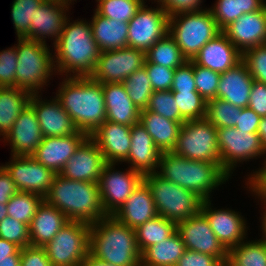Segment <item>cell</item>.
<instances>
[{"mask_svg": "<svg viewBox=\"0 0 266 266\" xmlns=\"http://www.w3.org/2000/svg\"><path fill=\"white\" fill-rule=\"evenodd\" d=\"M69 19L52 49L55 71L64 77H90L101 51L92 36L90 21Z\"/></svg>", "mask_w": 266, "mask_h": 266, "instance_id": "cell-1", "label": "cell"}, {"mask_svg": "<svg viewBox=\"0 0 266 266\" xmlns=\"http://www.w3.org/2000/svg\"><path fill=\"white\" fill-rule=\"evenodd\" d=\"M60 84L55 97L77 129L90 136L106 120L102 83L91 77L63 76Z\"/></svg>", "mask_w": 266, "mask_h": 266, "instance_id": "cell-2", "label": "cell"}, {"mask_svg": "<svg viewBox=\"0 0 266 266\" xmlns=\"http://www.w3.org/2000/svg\"><path fill=\"white\" fill-rule=\"evenodd\" d=\"M89 255L114 266H140L135 229L108 215L91 224Z\"/></svg>", "mask_w": 266, "mask_h": 266, "instance_id": "cell-3", "label": "cell"}, {"mask_svg": "<svg viewBox=\"0 0 266 266\" xmlns=\"http://www.w3.org/2000/svg\"><path fill=\"white\" fill-rule=\"evenodd\" d=\"M156 173L163 179L196 193L203 200H210L213 190L231 177L221 164L190 160L172 151L161 152Z\"/></svg>", "mask_w": 266, "mask_h": 266, "instance_id": "cell-4", "label": "cell"}, {"mask_svg": "<svg viewBox=\"0 0 266 266\" xmlns=\"http://www.w3.org/2000/svg\"><path fill=\"white\" fill-rule=\"evenodd\" d=\"M44 200L69 221L91 225L108 216L101 203L98 183L70 180L56 174Z\"/></svg>", "mask_w": 266, "mask_h": 266, "instance_id": "cell-5", "label": "cell"}, {"mask_svg": "<svg viewBox=\"0 0 266 266\" xmlns=\"http://www.w3.org/2000/svg\"><path fill=\"white\" fill-rule=\"evenodd\" d=\"M17 42L15 87L39 94L45 85H49L47 83L52 80L53 74L56 75L50 46L25 38H18Z\"/></svg>", "mask_w": 266, "mask_h": 266, "instance_id": "cell-6", "label": "cell"}, {"mask_svg": "<svg viewBox=\"0 0 266 266\" xmlns=\"http://www.w3.org/2000/svg\"><path fill=\"white\" fill-rule=\"evenodd\" d=\"M159 216L174 223L189 219L201 211L203 199L171 181L163 179L157 173L144 175Z\"/></svg>", "mask_w": 266, "mask_h": 266, "instance_id": "cell-7", "label": "cell"}, {"mask_svg": "<svg viewBox=\"0 0 266 266\" xmlns=\"http://www.w3.org/2000/svg\"><path fill=\"white\" fill-rule=\"evenodd\" d=\"M220 32L210 8L207 7L169 18L168 33L188 61L193 60L200 49Z\"/></svg>", "mask_w": 266, "mask_h": 266, "instance_id": "cell-8", "label": "cell"}, {"mask_svg": "<svg viewBox=\"0 0 266 266\" xmlns=\"http://www.w3.org/2000/svg\"><path fill=\"white\" fill-rule=\"evenodd\" d=\"M172 152L190 160L220 164L217 128L206 118L185 121Z\"/></svg>", "mask_w": 266, "mask_h": 266, "instance_id": "cell-9", "label": "cell"}, {"mask_svg": "<svg viewBox=\"0 0 266 266\" xmlns=\"http://www.w3.org/2000/svg\"><path fill=\"white\" fill-rule=\"evenodd\" d=\"M91 225L69 221L44 249L52 266H80L89 255Z\"/></svg>", "mask_w": 266, "mask_h": 266, "instance_id": "cell-10", "label": "cell"}, {"mask_svg": "<svg viewBox=\"0 0 266 266\" xmlns=\"http://www.w3.org/2000/svg\"><path fill=\"white\" fill-rule=\"evenodd\" d=\"M217 138L220 164L230 176L238 164L266 156L257 133L223 127L217 129Z\"/></svg>", "mask_w": 266, "mask_h": 266, "instance_id": "cell-11", "label": "cell"}, {"mask_svg": "<svg viewBox=\"0 0 266 266\" xmlns=\"http://www.w3.org/2000/svg\"><path fill=\"white\" fill-rule=\"evenodd\" d=\"M116 165L118 166L117 163H106L98 181L101 203L107 215L115 214L144 180L141 173L130 167L120 171L115 168Z\"/></svg>", "mask_w": 266, "mask_h": 266, "instance_id": "cell-12", "label": "cell"}, {"mask_svg": "<svg viewBox=\"0 0 266 266\" xmlns=\"http://www.w3.org/2000/svg\"><path fill=\"white\" fill-rule=\"evenodd\" d=\"M128 30V47L146 53L158 40L168 34L169 16L159 3L156 8H152L145 2L128 22Z\"/></svg>", "mask_w": 266, "mask_h": 266, "instance_id": "cell-13", "label": "cell"}, {"mask_svg": "<svg viewBox=\"0 0 266 266\" xmlns=\"http://www.w3.org/2000/svg\"><path fill=\"white\" fill-rule=\"evenodd\" d=\"M145 59L143 51L131 47L101 51L90 77L100 83H122L144 66Z\"/></svg>", "mask_w": 266, "mask_h": 266, "instance_id": "cell-14", "label": "cell"}, {"mask_svg": "<svg viewBox=\"0 0 266 266\" xmlns=\"http://www.w3.org/2000/svg\"><path fill=\"white\" fill-rule=\"evenodd\" d=\"M14 181L18 191L34 193L45 198L56 175L31 156H13L1 164Z\"/></svg>", "mask_w": 266, "mask_h": 266, "instance_id": "cell-15", "label": "cell"}, {"mask_svg": "<svg viewBox=\"0 0 266 266\" xmlns=\"http://www.w3.org/2000/svg\"><path fill=\"white\" fill-rule=\"evenodd\" d=\"M177 232L186 249L215 256L222 264L227 263L228 250L218 240L201 211L177 223Z\"/></svg>", "mask_w": 266, "mask_h": 266, "instance_id": "cell-16", "label": "cell"}, {"mask_svg": "<svg viewBox=\"0 0 266 266\" xmlns=\"http://www.w3.org/2000/svg\"><path fill=\"white\" fill-rule=\"evenodd\" d=\"M212 200H203L201 212L206 216L212 231L222 245L229 250L247 239L248 223L241 212L232 209H213Z\"/></svg>", "mask_w": 266, "mask_h": 266, "instance_id": "cell-17", "label": "cell"}, {"mask_svg": "<svg viewBox=\"0 0 266 266\" xmlns=\"http://www.w3.org/2000/svg\"><path fill=\"white\" fill-rule=\"evenodd\" d=\"M105 164L98 144L88 136L66 162L60 175L70 180L98 183Z\"/></svg>", "mask_w": 266, "mask_h": 266, "instance_id": "cell-18", "label": "cell"}, {"mask_svg": "<svg viewBox=\"0 0 266 266\" xmlns=\"http://www.w3.org/2000/svg\"><path fill=\"white\" fill-rule=\"evenodd\" d=\"M69 9H71L70 5L58 0H44L35 12L34 24L30 25V32L24 38L47 44L46 39L51 37L53 47L69 17Z\"/></svg>", "mask_w": 266, "mask_h": 266, "instance_id": "cell-19", "label": "cell"}, {"mask_svg": "<svg viewBox=\"0 0 266 266\" xmlns=\"http://www.w3.org/2000/svg\"><path fill=\"white\" fill-rule=\"evenodd\" d=\"M3 139L9 143L11 155L31 156L43 140L42 131L33 107L28 104L17 117L11 130Z\"/></svg>", "mask_w": 266, "mask_h": 266, "instance_id": "cell-20", "label": "cell"}, {"mask_svg": "<svg viewBox=\"0 0 266 266\" xmlns=\"http://www.w3.org/2000/svg\"><path fill=\"white\" fill-rule=\"evenodd\" d=\"M29 104L37 115L43 137L69 136L78 131L55 96L45 100L41 94H32Z\"/></svg>", "mask_w": 266, "mask_h": 266, "instance_id": "cell-21", "label": "cell"}, {"mask_svg": "<svg viewBox=\"0 0 266 266\" xmlns=\"http://www.w3.org/2000/svg\"><path fill=\"white\" fill-rule=\"evenodd\" d=\"M87 137L85 132L79 130L69 136L43 137L31 157L54 173L60 174L66 162Z\"/></svg>", "mask_w": 266, "mask_h": 266, "instance_id": "cell-22", "label": "cell"}, {"mask_svg": "<svg viewBox=\"0 0 266 266\" xmlns=\"http://www.w3.org/2000/svg\"><path fill=\"white\" fill-rule=\"evenodd\" d=\"M223 32L242 54L254 46L266 44V7L242 14Z\"/></svg>", "mask_w": 266, "mask_h": 266, "instance_id": "cell-23", "label": "cell"}, {"mask_svg": "<svg viewBox=\"0 0 266 266\" xmlns=\"http://www.w3.org/2000/svg\"><path fill=\"white\" fill-rule=\"evenodd\" d=\"M90 137L98 144L106 163H122L131 146V126L105 120Z\"/></svg>", "mask_w": 266, "mask_h": 266, "instance_id": "cell-24", "label": "cell"}, {"mask_svg": "<svg viewBox=\"0 0 266 266\" xmlns=\"http://www.w3.org/2000/svg\"><path fill=\"white\" fill-rule=\"evenodd\" d=\"M161 152L155 146L151 135L140 121L131 127V146L127 158L123 161L132 170L146 174L156 173Z\"/></svg>", "mask_w": 266, "mask_h": 266, "instance_id": "cell-25", "label": "cell"}, {"mask_svg": "<svg viewBox=\"0 0 266 266\" xmlns=\"http://www.w3.org/2000/svg\"><path fill=\"white\" fill-rule=\"evenodd\" d=\"M242 60V53L221 31L208 41L194 57L193 61L202 67L224 73Z\"/></svg>", "mask_w": 266, "mask_h": 266, "instance_id": "cell-26", "label": "cell"}, {"mask_svg": "<svg viewBox=\"0 0 266 266\" xmlns=\"http://www.w3.org/2000/svg\"><path fill=\"white\" fill-rule=\"evenodd\" d=\"M253 81L245 62L241 60L221 73L216 98L240 108L248 107Z\"/></svg>", "mask_w": 266, "mask_h": 266, "instance_id": "cell-27", "label": "cell"}, {"mask_svg": "<svg viewBox=\"0 0 266 266\" xmlns=\"http://www.w3.org/2000/svg\"><path fill=\"white\" fill-rule=\"evenodd\" d=\"M113 216L132 229L158 216L149 186L142 181Z\"/></svg>", "mask_w": 266, "mask_h": 266, "instance_id": "cell-28", "label": "cell"}, {"mask_svg": "<svg viewBox=\"0 0 266 266\" xmlns=\"http://www.w3.org/2000/svg\"><path fill=\"white\" fill-rule=\"evenodd\" d=\"M106 120L133 126L139 122L140 110L131 101L122 83H102Z\"/></svg>", "mask_w": 266, "mask_h": 266, "instance_id": "cell-29", "label": "cell"}, {"mask_svg": "<svg viewBox=\"0 0 266 266\" xmlns=\"http://www.w3.org/2000/svg\"><path fill=\"white\" fill-rule=\"evenodd\" d=\"M68 222L64 213L43 200L28 226L30 245L44 247Z\"/></svg>", "mask_w": 266, "mask_h": 266, "instance_id": "cell-30", "label": "cell"}, {"mask_svg": "<svg viewBox=\"0 0 266 266\" xmlns=\"http://www.w3.org/2000/svg\"><path fill=\"white\" fill-rule=\"evenodd\" d=\"M91 31L100 51L128 47V23L99 15L94 10Z\"/></svg>", "mask_w": 266, "mask_h": 266, "instance_id": "cell-31", "label": "cell"}, {"mask_svg": "<svg viewBox=\"0 0 266 266\" xmlns=\"http://www.w3.org/2000/svg\"><path fill=\"white\" fill-rule=\"evenodd\" d=\"M140 123L151 135L160 152H171L176 147L181 123L166 119L149 110H140Z\"/></svg>", "mask_w": 266, "mask_h": 266, "instance_id": "cell-32", "label": "cell"}, {"mask_svg": "<svg viewBox=\"0 0 266 266\" xmlns=\"http://www.w3.org/2000/svg\"><path fill=\"white\" fill-rule=\"evenodd\" d=\"M31 96L28 91L17 87H0V137L4 138L11 130Z\"/></svg>", "mask_w": 266, "mask_h": 266, "instance_id": "cell-33", "label": "cell"}, {"mask_svg": "<svg viewBox=\"0 0 266 266\" xmlns=\"http://www.w3.org/2000/svg\"><path fill=\"white\" fill-rule=\"evenodd\" d=\"M186 250L176 231L165 241L151 245L141 253L140 266H175Z\"/></svg>", "mask_w": 266, "mask_h": 266, "instance_id": "cell-34", "label": "cell"}, {"mask_svg": "<svg viewBox=\"0 0 266 266\" xmlns=\"http://www.w3.org/2000/svg\"><path fill=\"white\" fill-rule=\"evenodd\" d=\"M265 6V0H216L210 7L218 28L223 31L244 13L258 11Z\"/></svg>", "mask_w": 266, "mask_h": 266, "instance_id": "cell-35", "label": "cell"}, {"mask_svg": "<svg viewBox=\"0 0 266 266\" xmlns=\"http://www.w3.org/2000/svg\"><path fill=\"white\" fill-rule=\"evenodd\" d=\"M177 231V224L162 216L146 221L135 229L136 242L140 253L151 245L161 243Z\"/></svg>", "mask_w": 266, "mask_h": 266, "instance_id": "cell-36", "label": "cell"}, {"mask_svg": "<svg viewBox=\"0 0 266 266\" xmlns=\"http://www.w3.org/2000/svg\"><path fill=\"white\" fill-rule=\"evenodd\" d=\"M226 264L227 266H266V241L244 240L230 248Z\"/></svg>", "mask_w": 266, "mask_h": 266, "instance_id": "cell-37", "label": "cell"}, {"mask_svg": "<svg viewBox=\"0 0 266 266\" xmlns=\"http://www.w3.org/2000/svg\"><path fill=\"white\" fill-rule=\"evenodd\" d=\"M145 58L150 63L171 69H176L188 61L169 33L149 48Z\"/></svg>", "mask_w": 266, "mask_h": 266, "instance_id": "cell-38", "label": "cell"}, {"mask_svg": "<svg viewBox=\"0 0 266 266\" xmlns=\"http://www.w3.org/2000/svg\"><path fill=\"white\" fill-rule=\"evenodd\" d=\"M43 200L40 195L18 191L6 204L7 215L29 226Z\"/></svg>", "mask_w": 266, "mask_h": 266, "instance_id": "cell-39", "label": "cell"}, {"mask_svg": "<svg viewBox=\"0 0 266 266\" xmlns=\"http://www.w3.org/2000/svg\"><path fill=\"white\" fill-rule=\"evenodd\" d=\"M122 84L135 106L139 110L146 109L150 97L154 92L146 69L142 67L141 69L136 70L127 77Z\"/></svg>", "mask_w": 266, "mask_h": 266, "instance_id": "cell-40", "label": "cell"}, {"mask_svg": "<svg viewBox=\"0 0 266 266\" xmlns=\"http://www.w3.org/2000/svg\"><path fill=\"white\" fill-rule=\"evenodd\" d=\"M241 110L242 108L230 102L219 98H213L207 101L206 119L217 129L235 127Z\"/></svg>", "mask_w": 266, "mask_h": 266, "instance_id": "cell-41", "label": "cell"}, {"mask_svg": "<svg viewBox=\"0 0 266 266\" xmlns=\"http://www.w3.org/2000/svg\"><path fill=\"white\" fill-rule=\"evenodd\" d=\"M99 15L128 23L144 3L142 0H96Z\"/></svg>", "mask_w": 266, "mask_h": 266, "instance_id": "cell-42", "label": "cell"}, {"mask_svg": "<svg viewBox=\"0 0 266 266\" xmlns=\"http://www.w3.org/2000/svg\"><path fill=\"white\" fill-rule=\"evenodd\" d=\"M44 0H14L11 5V18L18 38H24L34 24V15Z\"/></svg>", "mask_w": 266, "mask_h": 266, "instance_id": "cell-43", "label": "cell"}, {"mask_svg": "<svg viewBox=\"0 0 266 266\" xmlns=\"http://www.w3.org/2000/svg\"><path fill=\"white\" fill-rule=\"evenodd\" d=\"M173 96L185 121L206 118L207 102L197 91L173 92Z\"/></svg>", "mask_w": 266, "mask_h": 266, "instance_id": "cell-44", "label": "cell"}, {"mask_svg": "<svg viewBox=\"0 0 266 266\" xmlns=\"http://www.w3.org/2000/svg\"><path fill=\"white\" fill-rule=\"evenodd\" d=\"M146 110L161 115L166 119L180 122L181 124L185 122L180 115L179 107H177L171 90L154 91Z\"/></svg>", "mask_w": 266, "mask_h": 266, "instance_id": "cell-45", "label": "cell"}, {"mask_svg": "<svg viewBox=\"0 0 266 266\" xmlns=\"http://www.w3.org/2000/svg\"><path fill=\"white\" fill-rule=\"evenodd\" d=\"M193 72L197 92L207 102L216 98L221 74L197 65L193 61Z\"/></svg>", "mask_w": 266, "mask_h": 266, "instance_id": "cell-46", "label": "cell"}, {"mask_svg": "<svg viewBox=\"0 0 266 266\" xmlns=\"http://www.w3.org/2000/svg\"><path fill=\"white\" fill-rule=\"evenodd\" d=\"M0 238L12 242L22 249L30 245L29 227L19 220L6 216L0 222Z\"/></svg>", "mask_w": 266, "mask_h": 266, "instance_id": "cell-47", "label": "cell"}, {"mask_svg": "<svg viewBox=\"0 0 266 266\" xmlns=\"http://www.w3.org/2000/svg\"><path fill=\"white\" fill-rule=\"evenodd\" d=\"M252 78L266 84V44L254 46L242 54Z\"/></svg>", "mask_w": 266, "mask_h": 266, "instance_id": "cell-48", "label": "cell"}, {"mask_svg": "<svg viewBox=\"0 0 266 266\" xmlns=\"http://www.w3.org/2000/svg\"><path fill=\"white\" fill-rule=\"evenodd\" d=\"M17 61L16 44L0 51V87H15Z\"/></svg>", "mask_w": 266, "mask_h": 266, "instance_id": "cell-49", "label": "cell"}, {"mask_svg": "<svg viewBox=\"0 0 266 266\" xmlns=\"http://www.w3.org/2000/svg\"><path fill=\"white\" fill-rule=\"evenodd\" d=\"M143 67L147 71L153 91L171 90L175 69L150 63L146 59Z\"/></svg>", "mask_w": 266, "mask_h": 266, "instance_id": "cell-50", "label": "cell"}, {"mask_svg": "<svg viewBox=\"0 0 266 266\" xmlns=\"http://www.w3.org/2000/svg\"><path fill=\"white\" fill-rule=\"evenodd\" d=\"M171 91H197L193 72V60L186 61L182 66L175 69Z\"/></svg>", "mask_w": 266, "mask_h": 266, "instance_id": "cell-51", "label": "cell"}, {"mask_svg": "<svg viewBox=\"0 0 266 266\" xmlns=\"http://www.w3.org/2000/svg\"><path fill=\"white\" fill-rule=\"evenodd\" d=\"M201 3L203 4V0H162L159 4L170 18L177 14L205 9Z\"/></svg>", "mask_w": 266, "mask_h": 266, "instance_id": "cell-52", "label": "cell"}, {"mask_svg": "<svg viewBox=\"0 0 266 266\" xmlns=\"http://www.w3.org/2000/svg\"><path fill=\"white\" fill-rule=\"evenodd\" d=\"M20 266H52L44 247L26 246L20 249Z\"/></svg>", "mask_w": 266, "mask_h": 266, "instance_id": "cell-53", "label": "cell"}, {"mask_svg": "<svg viewBox=\"0 0 266 266\" xmlns=\"http://www.w3.org/2000/svg\"><path fill=\"white\" fill-rule=\"evenodd\" d=\"M223 264L215 257L186 249L175 266H222Z\"/></svg>", "mask_w": 266, "mask_h": 266, "instance_id": "cell-54", "label": "cell"}, {"mask_svg": "<svg viewBox=\"0 0 266 266\" xmlns=\"http://www.w3.org/2000/svg\"><path fill=\"white\" fill-rule=\"evenodd\" d=\"M249 108L260 117H266V84L256 80L252 83Z\"/></svg>", "mask_w": 266, "mask_h": 266, "instance_id": "cell-55", "label": "cell"}, {"mask_svg": "<svg viewBox=\"0 0 266 266\" xmlns=\"http://www.w3.org/2000/svg\"><path fill=\"white\" fill-rule=\"evenodd\" d=\"M261 117L256 114L251 108L244 107L238 115L237 124L235 128L237 130L247 131V133H257L258 125Z\"/></svg>", "mask_w": 266, "mask_h": 266, "instance_id": "cell-56", "label": "cell"}, {"mask_svg": "<svg viewBox=\"0 0 266 266\" xmlns=\"http://www.w3.org/2000/svg\"><path fill=\"white\" fill-rule=\"evenodd\" d=\"M18 192V189L5 170V168L0 165V203L7 204L10 198Z\"/></svg>", "mask_w": 266, "mask_h": 266, "instance_id": "cell-57", "label": "cell"}, {"mask_svg": "<svg viewBox=\"0 0 266 266\" xmlns=\"http://www.w3.org/2000/svg\"><path fill=\"white\" fill-rule=\"evenodd\" d=\"M248 191L266 204V182H245Z\"/></svg>", "mask_w": 266, "mask_h": 266, "instance_id": "cell-58", "label": "cell"}, {"mask_svg": "<svg viewBox=\"0 0 266 266\" xmlns=\"http://www.w3.org/2000/svg\"><path fill=\"white\" fill-rule=\"evenodd\" d=\"M10 255H20V248L16 244L0 238V259Z\"/></svg>", "mask_w": 266, "mask_h": 266, "instance_id": "cell-59", "label": "cell"}, {"mask_svg": "<svg viewBox=\"0 0 266 266\" xmlns=\"http://www.w3.org/2000/svg\"><path fill=\"white\" fill-rule=\"evenodd\" d=\"M261 168L259 167L258 171L252 170L253 173L251 172L248 177H246V182H266V158H264V162Z\"/></svg>", "mask_w": 266, "mask_h": 266, "instance_id": "cell-60", "label": "cell"}, {"mask_svg": "<svg viewBox=\"0 0 266 266\" xmlns=\"http://www.w3.org/2000/svg\"><path fill=\"white\" fill-rule=\"evenodd\" d=\"M257 134L259 135L261 145L266 153V117H261L258 125Z\"/></svg>", "mask_w": 266, "mask_h": 266, "instance_id": "cell-61", "label": "cell"}, {"mask_svg": "<svg viewBox=\"0 0 266 266\" xmlns=\"http://www.w3.org/2000/svg\"><path fill=\"white\" fill-rule=\"evenodd\" d=\"M20 255H10L0 259V266H20Z\"/></svg>", "mask_w": 266, "mask_h": 266, "instance_id": "cell-62", "label": "cell"}, {"mask_svg": "<svg viewBox=\"0 0 266 266\" xmlns=\"http://www.w3.org/2000/svg\"><path fill=\"white\" fill-rule=\"evenodd\" d=\"M80 266H114V265L99 261L93 258L92 256L88 255Z\"/></svg>", "mask_w": 266, "mask_h": 266, "instance_id": "cell-63", "label": "cell"}, {"mask_svg": "<svg viewBox=\"0 0 266 266\" xmlns=\"http://www.w3.org/2000/svg\"><path fill=\"white\" fill-rule=\"evenodd\" d=\"M261 201V205L263 204L264 206L262 207V209L264 210V212L263 213H261L262 215V217L260 218L261 220V226H260V228L262 229V230H260V232L262 231V238L261 239H263V240H265L266 241V204L262 201V200H260Z\"/></svg>", "mask_w": 266, "mask_h": 266, "instance_id": "cell-64", "label": "cell"}, {"mask_svg": "<svg viewBox=\"0 0 266 266\" xmlns=\"http://www.w3.org/2000/svg\"><path fill=\"white\" fill-rule=\"evenodd\" d=\"M7 215V206L6 204L0 203V222L6 217Z\"/></svg>", "mask_w": 266, "mask_h": 266, "instance_id": "cell-65", "label": "cell"}, {"mask_svg": "<svg viewBox=\"0 0 266 266\" xmlns=\"http://www.w3.org/2000/svg\"><path fill=\"white\" fill-rule=\"evenodd\" d=\"M59 2H63L65 4H68V5H72V3H74L73 1H76V0H58Z\"/></svg>", "mask_w": 266, "mask_h": 266, "instance_id": "cell-66", "label": "cell"}, {"mask_svg": "<svg viewBox=\"0 0 266 266\" xmlns=\"http://www.w3.org/2000/svg\"><path fill=\"white\" fill-rule=\"evenodd\" d=\"M142 1L145 3L146 0H142ZM161 1H162V0H154V3H156V2H157V3H160Z\"/></svg>", "mask_w": 266, "mask_h": 266, "instance_id": "cell-67", "label": "cell"}]
</instances>
